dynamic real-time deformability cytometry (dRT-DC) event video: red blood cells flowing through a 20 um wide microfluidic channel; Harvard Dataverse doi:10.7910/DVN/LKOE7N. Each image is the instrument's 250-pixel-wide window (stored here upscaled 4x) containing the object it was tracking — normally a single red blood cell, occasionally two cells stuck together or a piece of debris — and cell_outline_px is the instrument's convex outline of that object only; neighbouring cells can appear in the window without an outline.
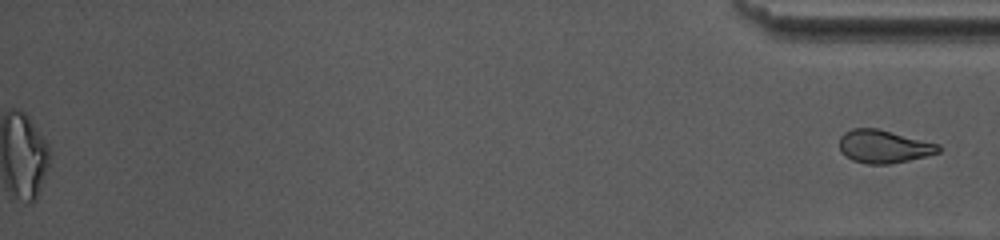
{"species": "common noctule bat (a hibernating species)", "species_latin": "Nyctalus noctula", "temperature_condition": "warm", "stored_images_in_passage": 36, "segment_of_instrument_passage": [2, 2], "camera_frame_rate_fps": 3000, "um_per_image_px": 0.085, "animal": {"sex": "female", "body_mass_g": 10.0, "forearm_length_mm": 53.1}, "frame": {"image": 1, "passage_image": 36, "time_ms": 11.667, "image_size_px": [1000, 240], "cell_outline_px": [[944, 148], [940, 152], [908, 160], [888, 164], [868, 164], [852, 160], [844, 156], [840, 152], [840, 136], [844, 132], [852, 128], [876, 128], [940, 144]], "centroid_in_image_um": [75.11, 12.45], "position_along_channel_um": 360.1, "area_um2": 19.13}}